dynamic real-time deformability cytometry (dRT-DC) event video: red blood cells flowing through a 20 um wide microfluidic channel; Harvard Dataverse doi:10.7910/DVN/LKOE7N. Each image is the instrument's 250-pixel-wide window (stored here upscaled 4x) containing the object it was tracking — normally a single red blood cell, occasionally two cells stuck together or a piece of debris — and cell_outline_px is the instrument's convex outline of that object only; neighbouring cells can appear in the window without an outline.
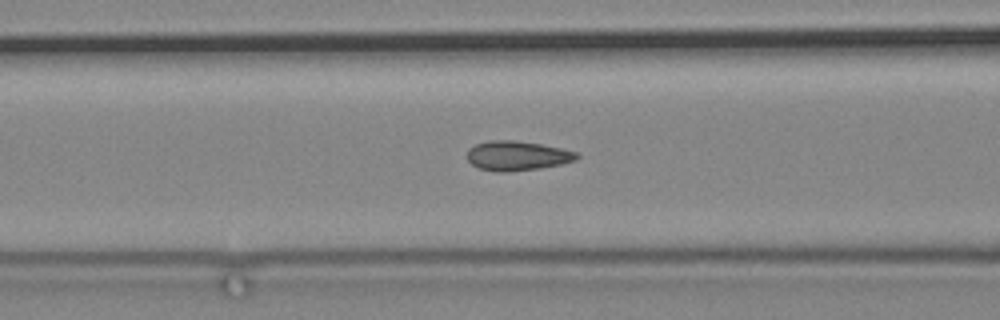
{"species": "common noctule bat (a hibernating species)", "species_latin": "Nyctalus noctula", "temperature_condition": "cold", "stored_images_in_passage": 16, "camera_frame_rate_fps": 3000, "um_per_image_px": 0.085, "animal": {"sex": "male", "body_mass_g": 19.2, "forearm_length_mm": 51.8}, "frame": {"image": 1, "passage_image": 13, "time_ms": 4.0, "image_size_px": [1000, 320], "cell_outline_px": [[580, 156], [576, 160], [560, 164], [540, 168], [504, 172], [496, 172], [480, 168], [472, 164], [468, 160], [468, 148], [476, 144], [488, 140], [516, 140], [540, 144], [560, 148], [576, 152]], "centroid_in_image_um": [43.95, 13.23], "position_along_channel_um": 122.7, "area_um2": 18.79}}